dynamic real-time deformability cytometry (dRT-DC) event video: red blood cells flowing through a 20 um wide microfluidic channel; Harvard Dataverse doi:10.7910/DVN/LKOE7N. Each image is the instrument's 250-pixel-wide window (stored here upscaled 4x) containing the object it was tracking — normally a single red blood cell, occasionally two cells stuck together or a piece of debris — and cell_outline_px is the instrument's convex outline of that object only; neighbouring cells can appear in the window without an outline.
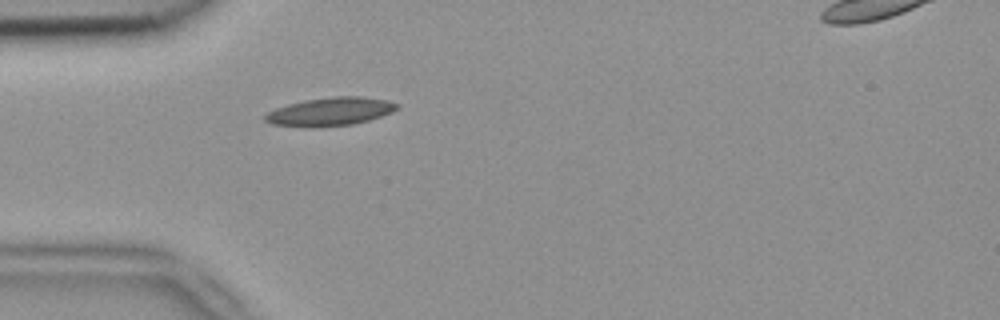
{"species": "common noctule bat (a hibernating species)", "species_latin": "Nyctalus noctula", "temperature_condition": "room temperature", "stored_images_in_passage": 1, "camera_frame_rate_fps": 3000, "um_per_image_px": 0.085, "animal": {"sex": "female", "body_mass_g": 18.4}, "frame": {"image": 1, "passage_image": 1, "time_ms": 0.0, "image_size_px": [1000, 320], "cell_outline_px": [[400, 104], [392, 112], [368, 120], [352, 124], [272, 124], [264, 120], [264, 116], [268, 112], [276, 108], [288, 104], [304, 100], [332, 96], [360, 96], [388, 100]], "centroid_in_image_um": [28.14, 9.42], "position_along_channel_um": 56.9, "area_um2": 20.63}}